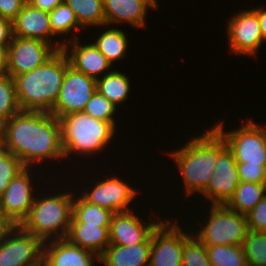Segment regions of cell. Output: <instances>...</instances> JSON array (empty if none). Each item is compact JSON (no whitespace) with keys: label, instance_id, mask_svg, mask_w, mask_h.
Listing matches in <instances>:
<instances>
[{"label":"cell","instance_id":"22","mask_svg":"<svg viewBox=\"0 0 266 266\" xmlns=\"http://www.w3.org/2000/svg\"><path fill=\"white\" fill-rule=\"evenodd\" d=\"M66 239L100 256L110 245L109 226L70 223Z\"/></svg>","mask_w":266,"mask_h":266},{"label":"cell","instance_id":"10","mask_svg":"<svg viewBox=\"0 0 266 266\" xmlns=\"http://www.w3.org/2000/svg\"><path fill=\"white\" fill-rule=\"evenodd\" d=\"M32 167H25L9 183L0 198V213L12 225H20L33 206L35 187ZM32 175V176H31Z\"/></svg>","mask_w":266,"mask_h":266},{"label":"cell","instance_id":"18","mask_svg":"<svg viewBox=\"0 0 266 266\" xmlns=\"http://www.w3.org/2000/svg\"><path fill=\"white\" fill-rule=\"evenodd\" d=\"M12 28L15 37L37 39L48 42L57 51L63 49L62 41L54 42L53 40L56 36L52 33L49 13L33 7L28 2L12 20Z\"/></svg>","mask_w":266,"mask_h":266},{"label":"cell","instance_id":"39","mask_svg":"<svg viewBox=\"0 0 266 266\" xmlns=\"http://www.w3.org/2000/svg\"><path fill=\"white\" fill-rule=\"evenodd\" d=\"M35 8L50 13L56 6L60 5L63 0H27Z\"/></svg>","mask_w":266,"mask_h":266},{"label":"cell","instance_id":"21","mask_svg":"<svg viewBox=\"0 0 266 266\" xmlns=\"http://www.w3.org/2000/svg\"><path fill=\"white\" fill-rule=\"evenodd\" d=\"M151 236L141 244L133 246L109 245L100 255L105 266H149Z\"/></svg>","mask_w":266,"mask_h":266},{"label":"cell","instance_id":"29","mask_svg":"<svg viewBox=\"0 0 266 266\" xmlns=\"http://www.w3.org/2000/svg\"><path fill=\"white\" fill-rule=\"evenodd\" d=\"M206 251L212 266H248L242 245L206 246Z\"/></svg>","mask_w":266,"mask_h":266},{"label":"cell","instance_id":"12","mask_svg":"<svg viewBox=\"0 0 266 266\" xmlns=\"http://www.w3.org/2000/svg\"><path fill=\"white\" fill-rule=\"evenodd\" d=\"M232 16L225 26L231 53L257 57L264 41L257 13L247 9L236 11Z\"/></svg>","mask_w":266,"mask_h":266},{"label":"cell","instance_id":"44","mask_svg":"<svg viewBox=\"0 0 266 266\" xmlns=\"http://www.w3.org/2000/svg\"><path fill=\"white\" fill-rule=\"evenodd\" d=\"M157 6H159L158 4V0H152Z\"/></svg>","mask_w":266,"mask_h":266},{"label":"cell","instance_id":"34","mask_svg":"<svg viewBox=\"0 0 266 266\" xmlns=\"http://www.w3.org/2000/svg\"><path fill=\"white\" fill-rule=\"evenodd\" d=\"M182 266H212L206 251V245L191 232L184 240Z\"/></svg>","mask_w":266,"mask_h":266},{"label":"cell","instance_id":"31","mask_svg":"<svg viewBox=\"0 0 266 266\" xmlns=\"http://www.w3.org/2000/svg\"><path fill=\"white\" fill-rule=\"evenodd\" d=\"M242 246L248 266H266V232L249 230Z\"/></svg>","mask_w":266,"mask_h":266},{"label":"cell","instance_id":"27","mask_svg":"<svg viewBox=\"0 0 266 266\" xmlns=\"http://www.w3.org/2000/svg\"><path fill=\"white\" fill-rule=\"evenodd\" d=\"M74 12L78 23L86 27H106L103 0H63ZM102 26V27H101Z\"/></svg>","mask_w":266,"mask_h":266},{"label":"cell","instance_id":"17","mask_svg":"<svg viewBox=\"0 0 266 266\" xmlns=\"http://www.w3.org/2000/svg\"><path fill=\"white\" fill-rule=\"evenodd\" d=\"M80 41L82 40L79 37L63 45L62 51L66 54L71 67L95 80L113 70L112 64L93 42L81 44Z\"/></svg>","mask_w":266,"mask_h":266},{"label":"cell","instance_id":"14","mask_svg":"<svg viewBox=\"0 0 266 266\" xmlns=\"http://www.w3.org/2000/svg\"><path fill=\"white\" fill-rule=\"evenodd\" d=\"M101 179L96 181L91 187V191H79V195L88 203L106 208L113 213L132 210L129 209V205L134 199L136 200V195L139 194L138 190L122 181L116 174L111 178L104 176V179Z\"/></svg>","mask_w":266,"mask_h":266},{"label":"cell","instance_id":"4","mask_svg":"<svg viewBox=\"0 0 266 266\" xmlns=\"http://www.w3.org/2000/svg\"><path fill=\"white\" fill-rule=\"evenodd\" d=\"M74 191L35 197L27 217L19 225L43 242L66 239L72 218Z\"/></svg>","mask_w":266,"mask_h":266},{"label":"cell","instance_id":"25","mask_svg":"<svg viewBox=\"0 0 266 266\" xmlns=\"http://www.w3.org/2000/svg\"><path fill=\"white\" fill-rule=\"evenodd\" d=\"M266 196V183L241 182L225 204L239 214H248Z\"/></svg>","mask_w":266,"mask_h":266},{"label":"cell","instance_id":"35","mask_svg":"<svg viewBox=\"0 0 266 266\" xmlns=\"http://www.w3.org/2000/svg\"><path fill=\"white\" fill-rule=\"evenodd\" d=\"M265 165H253L237 162V171L241 182L266 183Z\"/></svg>","mask_w":266,"mask_h":266},{"label":"cell","instance_id":"11","mask_svg":"<svg viewBox=\"0 0 266 266\" xmlns=\"http://www.w3.org/2000/svg\"><path fill=\"white\" fill-rule=\"evenodd\" d=\"M96 91V80L67 67L59 96L50 112L58 119L66 115L82 112Z\"/></svg>","mask_w":266,"mask_h":266},{"label":"cell","instance_id":"16","mask_svg":"<svg viewBox=\"0 0 266 266\" xmlns=\"http://www.w3.org/2000/svg\"><path fill=\"white\" fill-rule=\"evenodd\" d=\"M133 210L113 213L109 226L110 245L133 246L144 243L162 222L153 220L146 222ZM152 220V221H151Z\"/></svg>","mask_w":266,"mask_h":266},{"label":"cell","instance_id":"32","mask_svg":"<svg viewBox=\"0 0 266 266\" xmlns=\"http://www.w3.org/2000/svg\"><path fill=\"white\" fill-rule=\"evenodd\" d=\"M117 110L116 105L96 90L87 102L83 112L94 119L111 122L116 127L117 124L114 116Z\"/></svg>","mask_w":266,"mask_h":266},{"label":"cell","instance_id":"13","mask_svg":"<svg viewBox=\"0 0 266 266\" xmlns=\"http://www.w3.org/2000/svg\"><path fill=\"white\" fill-rule=\"evenodd\" d=\"M57 50L48 42L13 36L7 48V74L12 78L43 65Z\"/></svg>","mask_w":266,"mask_h":266},{"label":"cell","instance_id":"9","mask_svg":"<svg viewBox=\"0 0 266 266\" xmlns=\"http://www.w3.org/2000/svg\"><path fill=\"white\" fill-rule=\"evenodd\" d=\"M177 222L163 219L152 232L149 266H182L184 240L191 232Z\"/></svg>","mask_w":266,"mask_h":266},{"label":"cell","instance_id":"40","mask_svg":"<svg viewBox=\"0 0 266 266\" xmlns=\"http://www.w3.org/2000/svg\"><path fill=\"white\" fill-rule=\"evenodd\" d=\"M258 15V20L260 23L262 35H263V40L266 41V9L263 7H256L252 8Z\"/></svg>","mask_w":266,"mask_h":266},{"label":"cell","instance_id":"37","mask_svg":"<svg viewBox=\"0 0 266 266\" xmlns=\"http://www.w3.org/2000/svg\"><path fill=\"white\" fill-rule=\"evenodd\" d=\"M27 0H0V17L13 20L22 10Z\"/></svg>","mask_w":266,"mask_h":266},{"label":"cell","instance_id":"6","mask_svg":"<svg viewBox=\"0 0 266 266\" xmlns=\"http://www.w3.org/2000/svg\"><path fill=\"white\" fill-rule=\"evenodd\" d=\"M208 209V216L200 229L194 231L191 227L193 235L206 246L242 245L249 231L246 215L229 209L225 204H210Z\"/></svg>","mask_w":266,"mask_h":266},{"label":"cell","instance_id":"2","mask_svg":"<svg viewBox=\"0 0 266 266\" xmlns=\"http://www.w3.org/2000/svg\"><path fill=\"white\" fill-rule=\"evenodd\" d=\"M181 146V147H180ZM168 153L183 179L185 196L201 194L212 178L218 155L227 147L225 140L211 126L199 136Z\"/></svg>","mask_w":266,"mask_h":266},{"label":"cell","instance_id":"28","mask_svg":"<svg viewBox=\"0 0 266 266\" xmlns=\"http://www.w3.org/2000/svg\"><path fill=\"white\" fill-rule=\"evenodd\" d=\"M50 25L52 28V33L56 37H62L66 34L68 38L65 40L61 39L64 43L75 40L79 38V34L77 35V31L84 29L79 23L74 14L73 10L65 3L62 2L60 5L56 6L50 13H49ZM75 30V31H74ZM77 30V31H76ZM71 31L74 33L72 34ZM73 35L70 37L68 35Z\"/></svg>","mask_w":266,"mask_h":266},{"label":"cell","instance_id":"38","mask_svg":"<svg viewBox=\"0 0 266 266\" xmlns=\"http://www.w3.org/2000/svg\"><path fill=\"white\" fill-rule=\"evenodd\" d=\"M13 39L12 21L0 17V47L7 49Z\"/></svg>","mask_w":266,"mask_h":266},{"label":"cell","instance_id":"24","mask_svg":"<svg viewBox=\"0 0 266 266\" xmlns=\"http://www.w3.org/2000/svg\"><path fill=\"white\" fill-rule=\"evenodd\" d=\"M94 45L112 64L126 58L128 50V37L124 30L119 28H106L103 33L95 37Z\"/></svg>","mask_w":266,"mask_h":266},{"label":"cell","instance_id":"3","mask_svg":"<svg viewBox=\"0 0 266 266\" xmlns=\"http://www.w3.org/2000/svg\"><path fill=\"white\" fill-rule=\"evenodd\" d=\"M69 65L66 54L57 51L43 65L14 78L22 111L51 112Z\"/></svg>","mask_w":266,"mask_h":266},{"label":"cell","instance_id":"5","mask_svg":"<svg viewBox=\"0 0 266 266\" xmlns=\"http://www.w3.org/2000/svg\"><path fill=\"white\" fill-rule=\"evenodd\" d=\"M59 121L64 157L67 159L72 154L96 155L110 144L117 132L111 122L94 119L83 111L66 115Z\"/></svg>","mask_w":266,"mask_h":266},{"label":"cell","instance_id":"20","mask_svg":"<svg viewBox=\"0 0 266 266\" xmlns=\"http://www.w3.org/2000/svg\"><path fill=\"white\" fill-rule=\"evenodd\" d=\"M149 8L158 6L152 0H103L106 26L109 27L127 23L133 28H143Z\"/></svg>","mask_w":266,"mask_h":266},{"label":"cell","instance_id":"36","mask_svg":"<svg viewBox=\"0 0 266 266\" xmlns=\"http://www.w3.org/2000/svg\"><path fill=\"white\" fill-rule=\"evenodd\" d=\"M248 228L253 232H266V196L246 214Z\"/></svg>","mask_w":266,"mask_h":266},{"label":"cell","instance_id":"7","mask_svg":"<svg viewBox=\"0 0 266 266\" xmlns=\"http://www.w3.org/2000/svg\"><path fill=\"white\" fill-rule=\"evenodd\" d=\"M212 127L225 140L236 162L265 165L266 162V125L246 121L237 129L224 130V121Z\"/></svg>","mask_w":266,"mask_h":266},{"label":"cell","instance_id":"8","mask_svg":"<svg viewBox=\"0 0 266 266\" xmlns=\"http://www.w3.org/2000/svg\"><path fill=\"white\" fill-rule=\"evenodd\" d=\"M43 244L19 225L11 226L0 242V266H43Z\"/></svg>","mask_w":266,"mask_h":266},{"label":"cell","instance_id":"33","mask_svg":"<svg viewBox=\"0 0 266 266\" xmlns=\"http://www.w3.org/2000/svg\"><path fill=\"white\" fill-rule=\"evenodd\" d=\"M24 168L21 161L0 141V198L11 180Z\"/></svg>","mask_w":266,"mask_h":266},{"label":"cell","instance_id":"19","mask_svg":"<svg viewBox=\"0 0 266 266\" xmlns=\"http://www.w3.org/2000/svg\"><path fill=\"white\" fill-rule=\"evenodd\" d=\"M100 256L70 243L67 239H52L43 244V266H95Z\"/></svg>","mask_w":266,"mask_h":266},{"label":"cell","instance_id":"23","mask_svg":"<svg viewBox=\"0 0 266 266\" xmlns=\"http://www.w3.org/2000/svg\"><path fill=\"white\" fill-rule=\"evenodd\" d=\"M129 80L130 78L126 73L113 69L96 80V90L119 107V104H124L123 102L129 99L130 89L132 88Z\"/></svg>","mask_w":266,"mask_h":266},{"label":"cell","instance_id":"15","mask_svg":"<svg viewBox=\"0 0 266 266\" xmlns=\"http://www.w3.org/2000/svg\"><path fill=\"white\" fill-rule=\"evenodd\" d=\"M240 183L237 162L226 147L219 155L209 184L201 193L209 204H226Z\"/></svg>","mask_w":266,"mask_h":266},{"label":"cell","instance_id":"30","mask_svg":"<svg viewBox=\"0 0 266 266\" xmlns=\"http://www.w3.org/2000/svg\"><path fill=\"white\" fill-rule=\"evenodd\" d=\"M21 111L14 78L0 76V119L5 122Z\"/></svg>","mask_w":266,"mask_h":266},{"label":"cell","instance_id":"1","mask_svg":"<svg viewBox=\"0 0 266 266\" xmlns=\"http://www.w3.org/2000/svg\"><path fill=\"white\" fill-rule=\"evenodd\" d=\"M0 141L25 167L65 160L60 121L50 112L17 113L3 122Z\"/></svg>","mask_w":266,"mask_h":266},{"label":"cell","instance_id":"42","mask_svg":"<svg viewBox=\"0 0 266 266\" xmlns=\"http://www.w3.org/2000/svg\"><path fill=\"white\" fill-rule=\"evenodd\" d=\"M12 225L1 215L0 213V242L5 234V232L11 227Z\"/></svg>","mask_w":266,"mask_h":266},{"label":"cell","instance_id":"26","mask_svg":"<svg viewBox=\"0 0 266 266\" xmlns=\"http://www.w3.org/2000/svg\"><path fill=\"white\" fill-rule=\"evenodd\" d=\"M73 197L72 218L70 223L110 226L113 212L85 201L81 196Z\"/></svg>","mask_w":266,"mask_h":266},{"label":"cell","instance_id":"43","mask_svg":"<svg viewBox=\"0 0 266 266\" xmlns=\"http://www.w3.org/2000/svg\"><path fill=\"white\" fill-rule=\"evenodd\" d=\"M3 132V121L0 119V138Z\"/></svg>","mask_w":266,"mask_h":266},{"label":"cell","instance_id":"41","mask_svg":"<svg viewBox=\"0 0 266 266\" xmlns=\"http://www.w3.org/2000/svg\"><path fill=\"white\" fill-rule=\"evenodd\" d=\"M7 74V49L0 47V76Z\"/></svg>","mask_w":266,"mask_h":266}]
</instances>
